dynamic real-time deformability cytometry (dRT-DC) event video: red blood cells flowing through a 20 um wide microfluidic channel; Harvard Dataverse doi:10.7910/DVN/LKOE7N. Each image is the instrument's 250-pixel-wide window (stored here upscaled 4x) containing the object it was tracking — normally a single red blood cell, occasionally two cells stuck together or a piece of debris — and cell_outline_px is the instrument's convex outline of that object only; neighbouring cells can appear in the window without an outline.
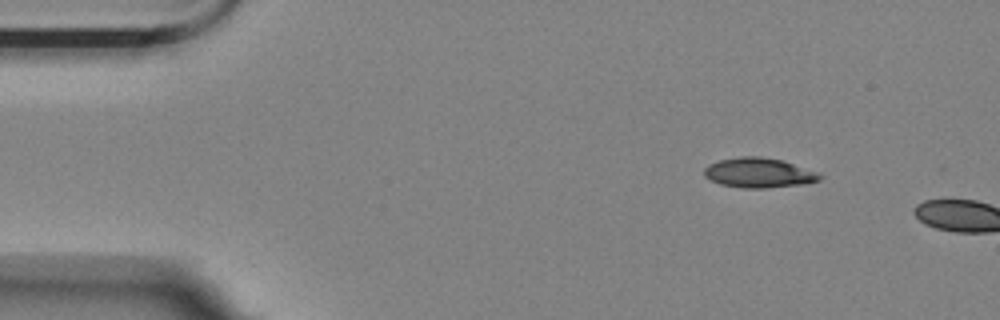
{"species": "Egyptian fruit bat (a non-hibernating species)", "species_latin": "Rousettus aegyptiacus", "temperature_condition": "room temperature", "stored_images_in_passage": 3, "camera_frame_rate_fps": 3000, "um_per_image_px": 0.085, "animal": {"sex": "female"}, "frame": {"image": 1, "passage_image": 2, "time_ms": 0.333, "image_size_px": [1000, 320], "cell_outline_px": [[824, 176], [820, 180], [804, 184], [768, 188], [744, 188], [720, 184], [704, 176], [704, 168], [708, 164], [720, 160], [740, 156], [760, 156], [784, 160], [820, 172]], "centroid_in_image_um": [64.56, 14.68], "position_along_channel_um": 20.4, "area_um2": 20.4}}